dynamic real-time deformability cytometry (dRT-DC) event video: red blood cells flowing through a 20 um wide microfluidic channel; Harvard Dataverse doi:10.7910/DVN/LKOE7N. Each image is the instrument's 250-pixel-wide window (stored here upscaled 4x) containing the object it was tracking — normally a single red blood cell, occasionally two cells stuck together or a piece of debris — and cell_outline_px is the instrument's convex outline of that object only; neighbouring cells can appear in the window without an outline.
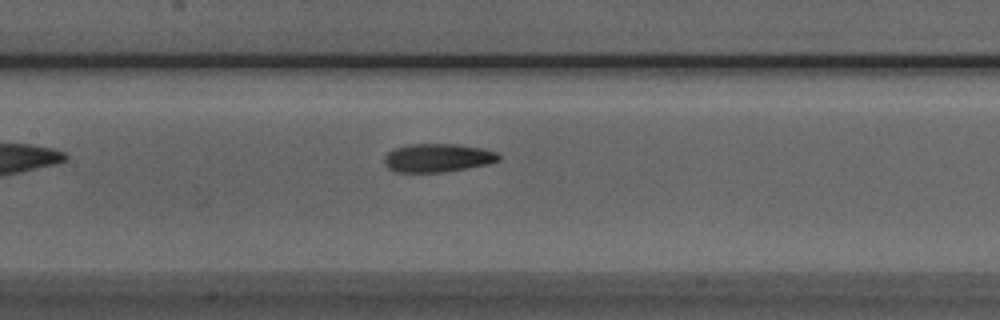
{"species": "Egyptian fruit bat (a non-hibernating species)", "species_latin": "Rousettus aegyptiacus", "temperature_condition": "room temperature", "stored_images_in_passage": 37, "camera_frame_rate_fps": 3000, "um_per_image_px": 0.085, "animal": {"sex": "male"}, "frame": {"image": 1, "passage_image": 9, "time_ms": 2.667, "image_size_px": [1000, 320], "cell_outline_px": [[500, 160], [488, 164], [468, 168], [444, 172], [392, 172], [384, 164], [384, 156], [392, 148], [408, 144], [460, 144], [480, 148], [496, 152], [500, 156]], "centroid_in_image_um": [37.16, 13.42], "position_along_channel_um": 170.2, "area_um2": 19.19}}
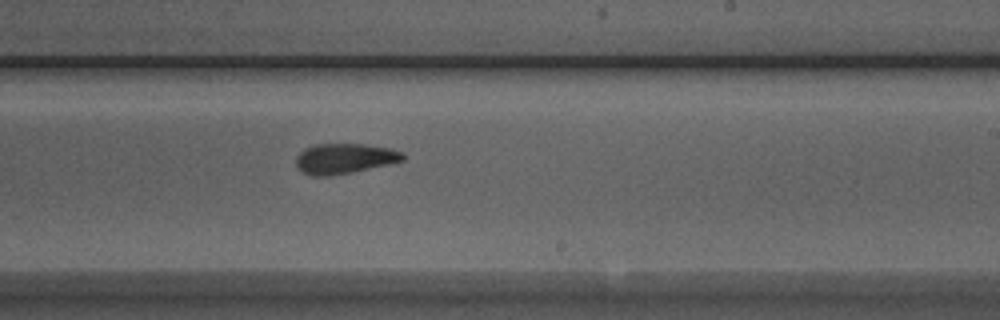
{"frame": {"image": 2, "passage_image": 16, "time_ms": 5.0, "image_size_px": [1000, 320], "cell_outline_px": [[404, 160], [388, 164], [352, 172], [328, 176], [312, 176], [304, 172], [296, 164], [296, 156], [304, 148], [316, 144], [364, 144], [388, 148], [404, 152]], "centroid_in_image_um": [29.27, 13.47], "position_along_channel_um": 259.7, "area_um2": 18.67}}
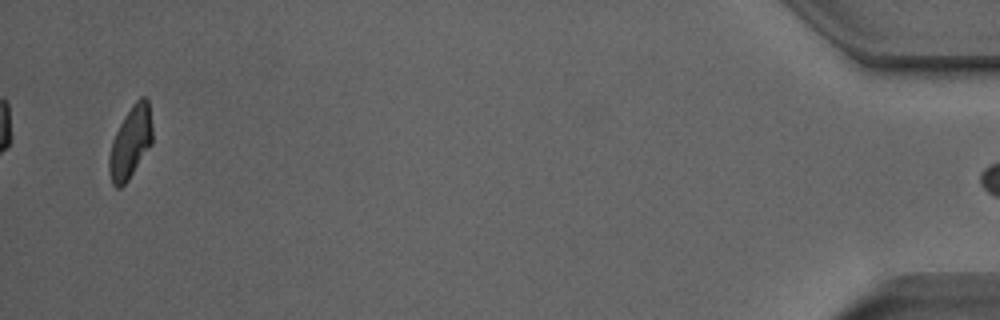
{"frame": {"image": 3, "passage_image": 36, "time_ms": 11.667, "image_size_px": [1000, 320], "cell_outline_px": [[152, 144], [128, 180], [120, 188], [116, 188], [112, 184], [108, 168], [108, 156], [112, 140], [124, 116], [132, 104], [140, 96], [144, 96], [148, 100], [152, 124]], "centroid_in_image_um": [11.09, 12.1], "position_along_channel_um": 424.1, "area_um2": 18.26}, "authors_computed_cell_mechanics": {"area_um2": 18.9006, "velocity_mm_per_s": 3.8505, "shape_relaxation_time_tau1_ms": 4.1261, "shape_relaxation_time_tau2_ms": 2.3992, "deformation_change_tau1": 0.156, "deformation_change_tau2": 0.0863}}